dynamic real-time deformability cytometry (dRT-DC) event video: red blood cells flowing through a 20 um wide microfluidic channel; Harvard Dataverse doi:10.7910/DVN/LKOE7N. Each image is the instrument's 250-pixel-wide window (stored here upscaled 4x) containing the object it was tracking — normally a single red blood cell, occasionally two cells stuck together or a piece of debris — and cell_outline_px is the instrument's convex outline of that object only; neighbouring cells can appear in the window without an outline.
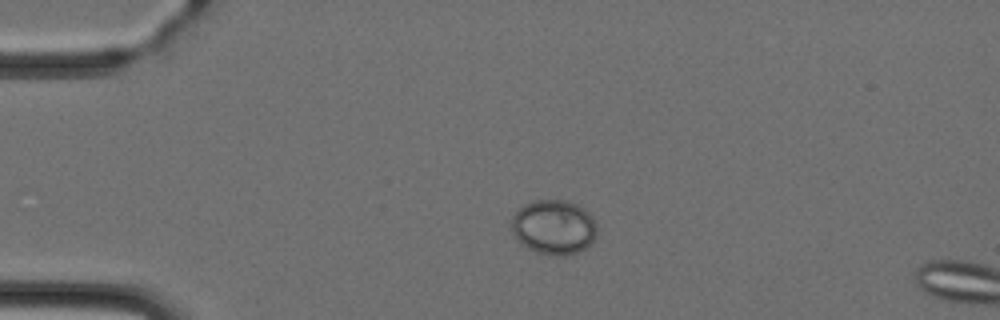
{"species": "Egyptian fruit bat (a non-hibernating species)", "species_latin": "Rousettus aegyptiacus", "temperature_condition": "cold", "stored_images_in_passage": 6, "camera_frame_rate_fps": 3000, "um_per_image_px": 0.085, "animal": {"sex": "female"}, "frame": {"image": 1, "passage_image": 4, "time_ms": 3.333, "image_size_px": [1000, 320], "cell_outline_px": [[596, 236], [584, 248], [576, 252], [556, 256], [552, 256], [536, 252], [520, 244], [512, 232], [512, 216], [524, 204], [536, 200], [564, 200], [576, 204], [588, 212], [592, 216], [596, 224]], "centroid_in_image_um": [47.04, 19.3], "position_along_channel_um": 38.0, "area_um2": 27.05}}
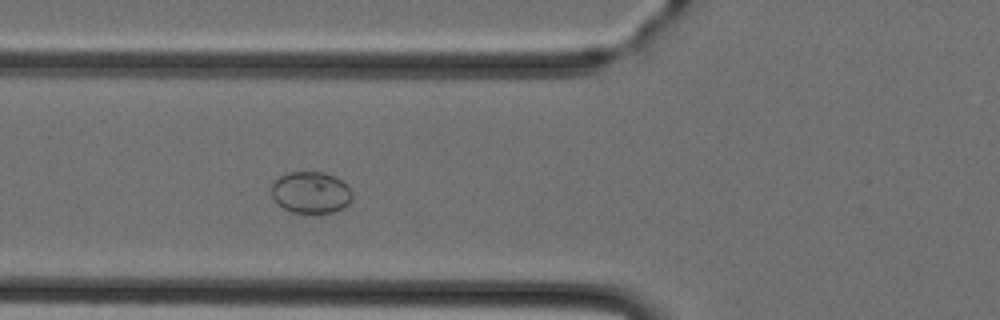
{"frame": {"image": 2, "passage_image": 6, "time_ms": 5.667, "image_size_px": [1000, 320], "cell_outline_px": [[352, 200], [344, 208], [336, 212], [292, 212], [284, 208], [272, 196], [272, 184], [280, 176], [288, 172], [324, 172], [336, 176], [348, 184], [352, 192]], "centroid_in_image_um": [26.48, 16.34], "position_along_channel_um": 99.3, "area_um2": 19.65}}